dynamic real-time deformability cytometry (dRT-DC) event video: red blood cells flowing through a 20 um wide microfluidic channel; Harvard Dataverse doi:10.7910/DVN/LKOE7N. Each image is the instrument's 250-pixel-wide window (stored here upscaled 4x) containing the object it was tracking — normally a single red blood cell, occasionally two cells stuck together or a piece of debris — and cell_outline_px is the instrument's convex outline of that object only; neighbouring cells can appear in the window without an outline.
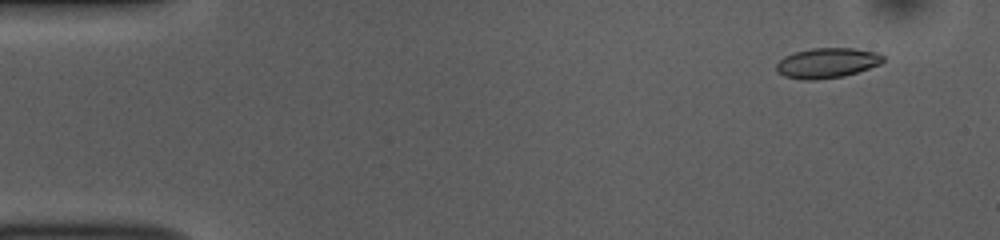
{"species": "common noctule bat (a hibernating species)", "species_latin": "Nyctalus noctula", "temperature_condition": "room temperature", "stored_images_in_passage": 50, "camera_frame_rate_fps": 3000, "um_per_image_px": 0.085, "animal": {"sex": "female", "body_mass_g": 10.0, "forearm_length_mm": 53.1}, "frame": {"image": 1, "passage_image": 1, "time_ms": 0.0, "image_size_px": [1000, 240], "cell_outline_px": [[884, 60], [880, 64], [844, 76], [816, 80], [804, 80], [784, 76], [776, 72], [776, 64], [784, 56], [792, 52], [812, 48], [856, 48], [876, 52], [884, 56]], "centroid_in_image_um": [70.27, 5.34], "position_along_channel_um": 14.7, "area_um2": 18.84}}
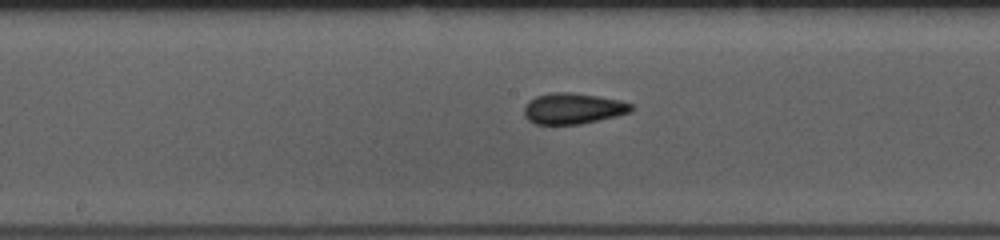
{"frame": {"image": 2, "passage_image": 24, "time_ms": 7.667, "image_size_px": [1000, 240], "cell_outline_px": [[632, 112], [616, 116], [580, 124], [536, 124], [528, 120], [524, 116], [524, 108], [528, 100], [536, 96], [552, 92], [568, 92], [596, 96], [620, 100], [632, 104]], "centroid_in_image_um": [48.68, 9.22], "position_along_channel_um": 199.5, "area_um2": 19.25}}
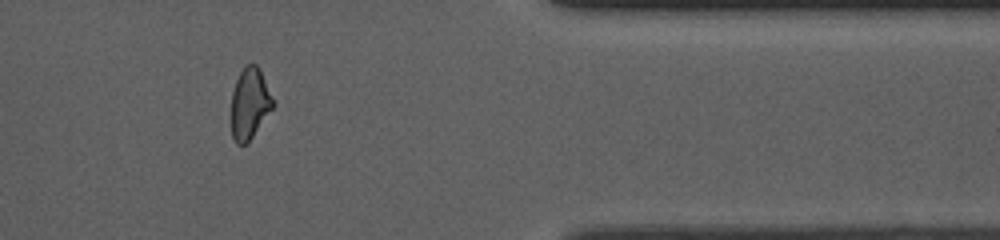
{"frame": {"image": 3, "passage_image": 41, "time_ms": 13.333, "image_size_px": [1000, 240], "cell_outline_px": [[276, 104], [252, 136], [244, 144], [236, 144], [232, 136], [232, 92], [236, 80], [244, 64], [256, 64], [260, 68]], "centroid_in_image_um": [21.24, 8.75], "position_along_channel_um": 390.2, "area_um2": 17.22}, "authors_computed_cell_mechanics": {"area_um2": 18.8717, "velocity_mm_per_s": 3.7501, "shape_relaxation_time_tau1_ms": 4.8757, "shape_relaxation_time_tau2_ms": 2.062, "deformation_change_tau1": 0.1099, "deformation_change_tau2": 0.0863}}